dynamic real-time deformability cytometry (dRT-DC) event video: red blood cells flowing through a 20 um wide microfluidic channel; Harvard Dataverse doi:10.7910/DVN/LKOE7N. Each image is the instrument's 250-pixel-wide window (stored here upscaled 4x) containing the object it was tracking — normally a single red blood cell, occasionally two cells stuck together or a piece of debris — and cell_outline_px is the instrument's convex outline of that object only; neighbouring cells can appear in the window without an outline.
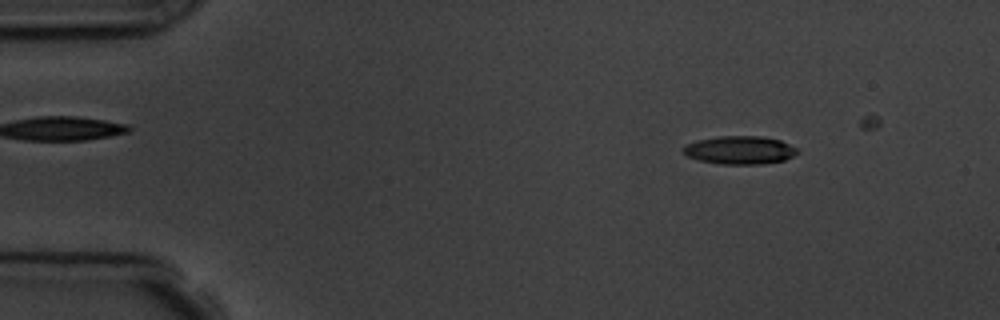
{"species": "common noctule bat (a hibernating species)", "species_latin": "Nyctalus noctula", "temperature_condition": "room temperature", "stored_images_in_passage": 7, "camera_frame_rate_fps": 3000, "um_per_image_px": 0.085, "animal": {"sex": "male", "body_mass_g": 19.5, "forearm_length_mm": 54.6}, "frame": {"image": 1, "passage_image": 3, "time_ms": 2.333, "image_size_px": [1000, 320], "cell_outline_px": [[800, 152], [784, 160], [764, 164], [720, 164], [696, 160], [688, 156], [680, 148], [684, 144], [696, 140], [716, 136], [764, 136], [780, 140], [796, 148]], "centroid_in_image_um": [62.83, 12.75], "position_along_channel_um": 22.2, "area_um2": 19.02}}
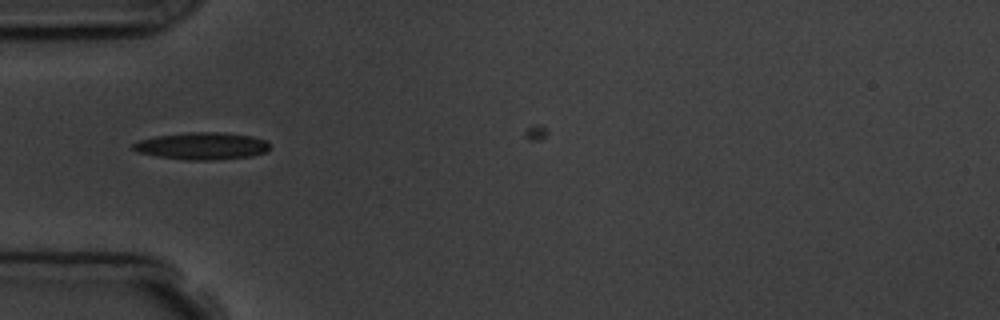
{"frame": {"image": 2, "passage_image": 6, "time_ms": 5.667, "image_size_px": [1000, 320], "cell_outline_px": [[268, 152], [252, 156], [212, 160], [184, 160], [156, 156], [136, 152], [132, 148], [132, 144], [140, 140], [156, 136], [188, 132], [220, 132], [252, 136], [268, 140]], "centroid_in_image_um": [17.17, 12.41], "position_along_channel_um": 67.8, "area_um2": 21.79}}